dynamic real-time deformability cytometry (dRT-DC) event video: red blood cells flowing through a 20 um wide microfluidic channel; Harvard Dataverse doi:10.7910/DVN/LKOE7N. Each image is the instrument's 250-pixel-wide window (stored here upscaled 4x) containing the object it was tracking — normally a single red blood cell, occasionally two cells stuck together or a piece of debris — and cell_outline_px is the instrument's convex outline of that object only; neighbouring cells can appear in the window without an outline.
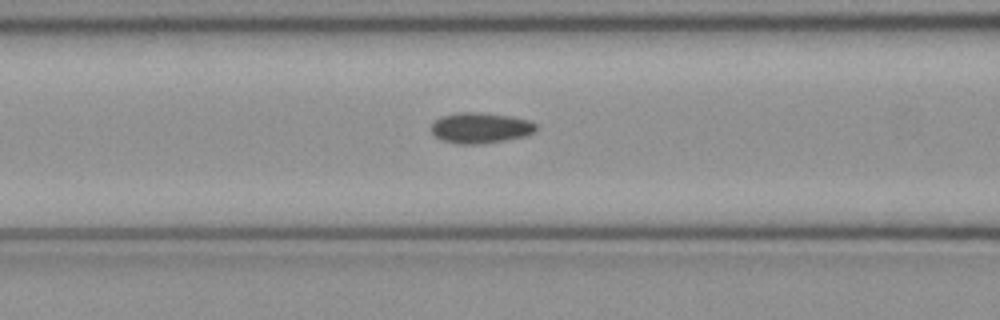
{"species": "common noctule bat (a hibernating species)", "species_latin": "Nyctalus noctula", "temperature_condition": "cold", "stored_images_in_passage": 50, "camera_frame_rate_fps": 3000, "um_per_image_px": 0.085, "animal": {"sex": "female", "body_mass_g": 21.9}, "frame": {"image": 1, "passage_image": 20, "time_ms": 6.333, "image_size_px": [1000, 320], "cell_outline_px": [[536, 132], [524, 136], [504, 140], [480, 144], [460, 144], [444, 140], [436, 136], [432, 132], [432, 124], [440, 116], [460, 112], [484, 112], [512, 116], [528, 120], [536, 124]], "centroid_in_image_um": [40.86, 10.85], "position_along_channel_um": 125.7, "area_um2": 18.67}}
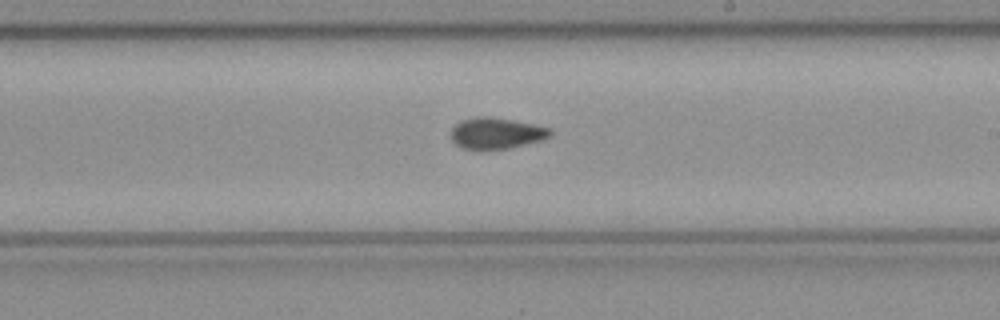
{"frame": {"image": 2, "passage_image": 29, "time_ms": 9.333, "image_size_px": [1000, 320], "cell_outline_px": [[552, 136], [544, 140], [508, 148], [480, 152], [476, 152], [460, 148], [452, 140], [452, 128], [456, 124], [464, 120], [476, 116], [488, 116], [512, 120], [552, 128]], "centroid_in_image_um": [42.19, 11.37], "position_along_channel_um": 246.8, "area_um2": 18.55}}
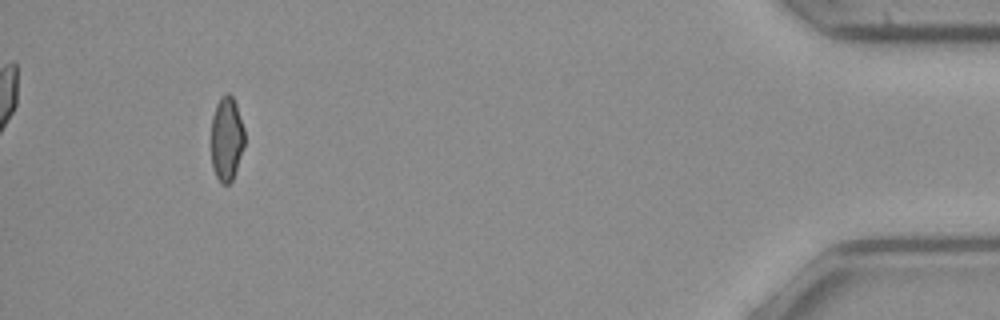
{"frame": {"image": 3, "passage_image": 47, "time_ms": 15.333, "image_size_px": [1000, 320], "cell_outline_px": [[244, 148], [232, 180], [228, 184], [220, 184], [212, 168], [212, 116], [216, 104], [220, 96], [228, 92], [232, 96], [236, 104], [244, 128]], "centroid_in_image_um": [19.26, 11.79], "position_along_channel_um": 415.9, "area_um2": 16.47}, "authors_computed_cell_mechanics": {"area_um2": 18.1492, "velocity_mm_per_s": 4.0381, "shape_relaxation_time_tau1_ms": null, "shape_relaxation_time_tau2_ms": 2.5477, "deformation_change_tau1": null, "deformation_change_tau2": 0.0578}}